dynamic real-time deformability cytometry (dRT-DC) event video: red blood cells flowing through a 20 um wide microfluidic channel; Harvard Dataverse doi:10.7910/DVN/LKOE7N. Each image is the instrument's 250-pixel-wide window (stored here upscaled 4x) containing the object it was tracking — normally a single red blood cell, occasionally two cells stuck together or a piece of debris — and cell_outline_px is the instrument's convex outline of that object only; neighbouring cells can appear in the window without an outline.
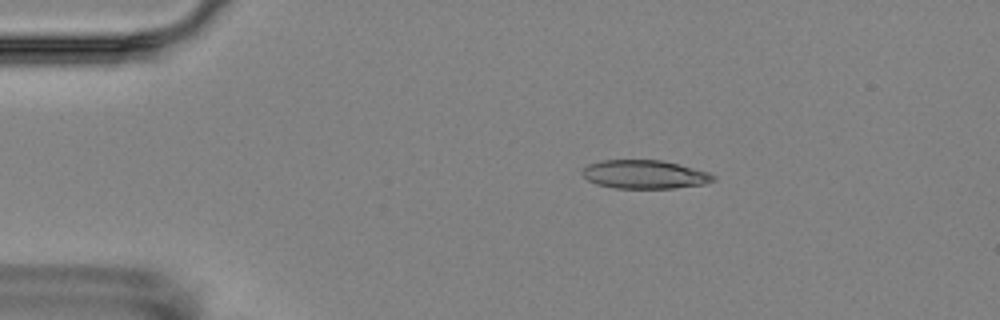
{"species": "Egyptian fruit bat (a non-hibernating species)", "species_latin": "Rousettus aegyptiacus", "temperature_condition": "room temperature", "stored_images_in_passage": 6, "camera_frame_rate_fps": 3000, "um_per_image_px": 0.085, "animal": {"sex": "female"}, "frame": {"image": 1, "passage_image": 3, "time_ms": 2.333, "image_size_px": [1000, 320], "cell_outline_px": [[716, 180], [704, 184], [676, 188], [612, 188], [596, 184], [588, 180], [580, 172], [588, 164], [600, 160], [660, 160], [680, 164], [708, 172], [716, 176]], "centroid_in_image_um": [54.79, 14.82], "position_along_channel_um": 30.2, "area_um2": 21.96}}